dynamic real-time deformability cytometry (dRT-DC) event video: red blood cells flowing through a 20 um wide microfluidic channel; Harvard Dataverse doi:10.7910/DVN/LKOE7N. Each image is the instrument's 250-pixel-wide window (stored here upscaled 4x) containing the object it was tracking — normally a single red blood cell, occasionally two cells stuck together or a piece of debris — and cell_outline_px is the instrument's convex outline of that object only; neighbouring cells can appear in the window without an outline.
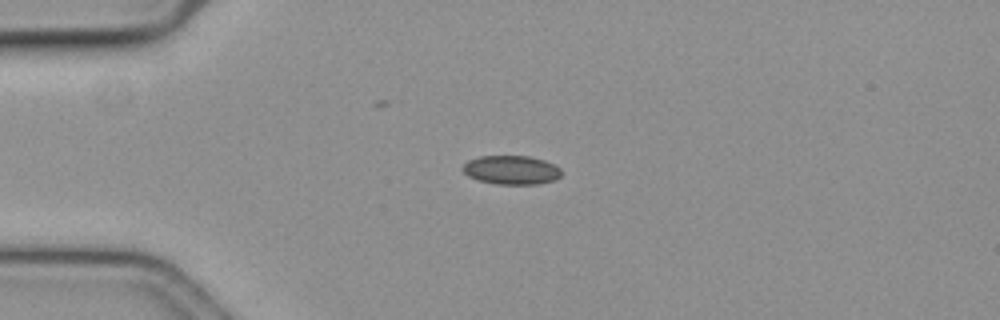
{"species": "common noctule bat (a hibernating species)", "species_latin": "Nyctalus noctula", "temperature_condition": "cold", "stored_images_in_passage": 19, "camera_frame_rate_fps": 3000, "um_per_image_px": 0.085, "animal": {"sex": "female", "body_mass_g": 19.3, "forearm_length_mm": 54.1}, "frame": {"image": 1, "passage_image": 13, "time_ms": 4.0, "image_size_px": [1000, 320], "cell_outline_px": [[560, 176], [556, 180], [540, 184], [496, 184], [476, 180], [468, 176], [460, 168], [468, 160], [480, 156], [528, 156], [544, 160], [560, 168]], "centroid_in_image_um": [43.44, 14.45], "position_along_channel_um": 41.6, "area_um2": 16.7}}
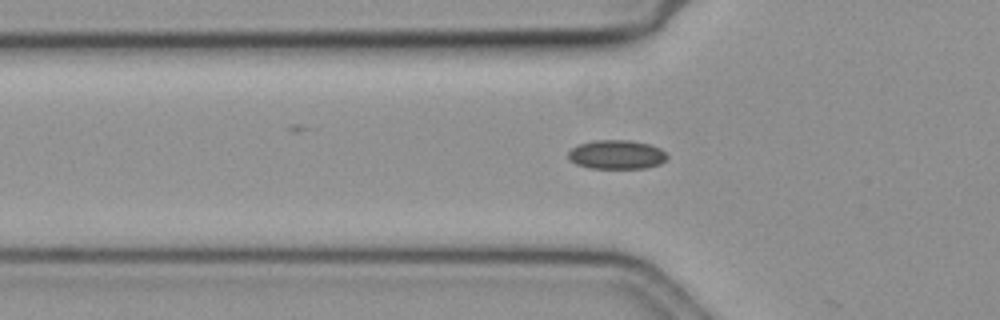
{"frame": {"image": 2, "passage_image": 18, "time_ms": 5.667, "image_size_px": [1000, 320], "cell_outline_px": [[668, 156], [660, 164], [644, 168], [588, 168], [576, 164], [568, 160], [568, 152], [572, 148], [580, 144], [592, 140], [632, 140], [648, 144], [660, 148]], "centroid_in_image_um": [52.38, 13.14], "position_along_channel_um": 73.4, "area_um2": 16.76}}